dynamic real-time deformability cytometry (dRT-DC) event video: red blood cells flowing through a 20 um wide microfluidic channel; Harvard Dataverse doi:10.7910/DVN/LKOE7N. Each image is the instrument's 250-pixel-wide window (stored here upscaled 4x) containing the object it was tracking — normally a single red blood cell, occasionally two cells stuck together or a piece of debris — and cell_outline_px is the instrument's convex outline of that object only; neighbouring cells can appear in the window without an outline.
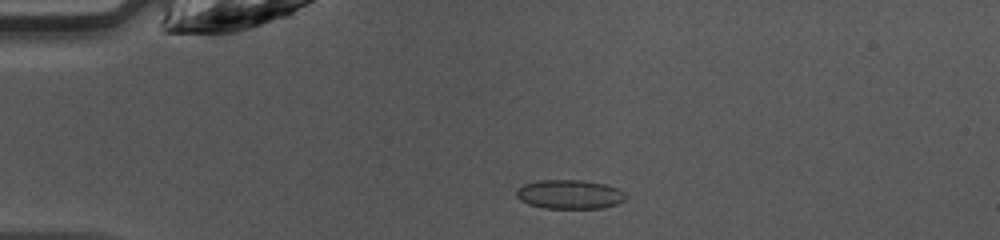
{"species": "common noctule bat (a hibernating species)", "species_latin": "Nyctalus noctula", "temperature_condition": "warm", "stored_images_in_passage": 44, "camera_frame_rate_fps": 3000, "um_per_image_px": 0.085, "animal": {"sex": "female", "body_mass_g": 10.0, "forearm_length_mm": 53.1}, "frame": {"image": 1, "passage_image": 8, "time_ms": 2.333, "image_size_px": [1000, 240], "cell_outline_px": [[628, 196], [624, 200], [616, 204], [604, 208], [544, 208], [528, 204], [520, 200], [516, 196], [516, 188], [524, 184], [540, 180], [580, 180], [604, 184], [616, 188], [624, 192]], "centroid_in_image_um": [48.4, 16.52], "position_along_channel_um": 36.6, "area_um2": 18.55}}
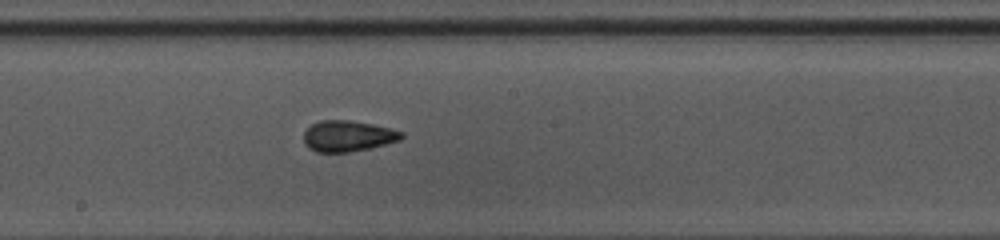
{"frame": {"image": 2, "passage_image": 23, "time_ms": 7.333, "image_size_px": [1000, 240], "cell_outline_px": [[404, 136], [400, 140], [372, 148], [348, 152], [316, 152], [308, 148], [304, 144], [304, 132], [312, 124], [320, 120], [348, 120], [372, 124], [392, 128], [404, 132]], "centroid_in_image_um": [29.58, 11.57], "position_along_channel_um": 218.6, "area_um2": 17.8}}
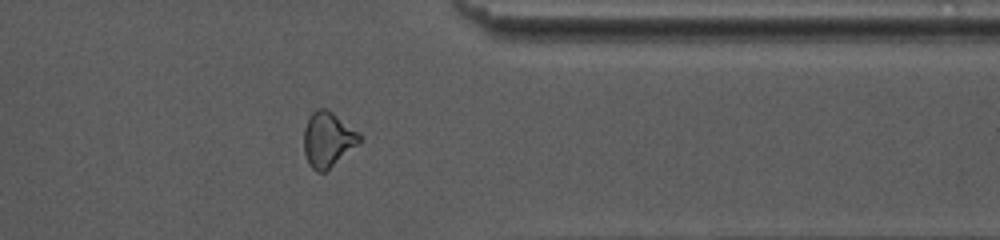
{"frame": {"image": 3, "passage_image": 35, "time_ms": 11.333, "image_size_px": [1000, 240], "cell_outline_px": [[360, 140], [356, 144], [324, 172], [316, 172], [308, 164], [304, 152], [304, 128], [312, 112], [316, 108], [328, 108], [360, 132]], "centroid_in_image_um": [27.83, 11.81], "position_along_channel_um": 383.6, "area_um2": 17.63}, "authors_computed_cell_mechanics": {"area_um2": 17.9469, "velocity_mm_per_s": 4.2881, "shape_relaxation_time_tau1_ms": null, "shape_relaxation_time_tau2_ms": 2.2888, "deformation_change_tau1": null, "deformation_change_tau2": 0.0635}}